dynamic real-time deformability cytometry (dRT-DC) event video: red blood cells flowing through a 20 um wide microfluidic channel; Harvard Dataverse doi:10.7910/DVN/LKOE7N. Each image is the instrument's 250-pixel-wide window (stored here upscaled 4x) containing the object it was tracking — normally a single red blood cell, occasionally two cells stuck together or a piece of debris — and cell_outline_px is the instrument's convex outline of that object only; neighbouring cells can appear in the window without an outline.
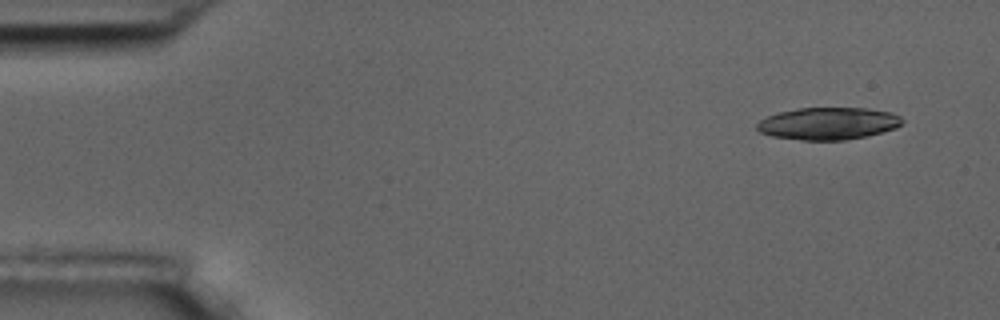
{"species": "common noctule bat (a hibernating species)", "species_latin": "Nyctalus noctula", "temperature_condition": "room temperature", "stored_images_in_passage": 4, "camera_frame_rate_fps": 3000, "um_per_image_px": 0.085, "animal": {"sex": "male", "body_mass_g": 17.5, "forearm_length_mm": 52.3}, "frame": {"image": 1, "passage_image": 1, "time_ms": 0.0, "image_size_px": [1000, 320], "cell_outline_px": [[904, 120], [896, 128], [868, 136], [844, 140], [800, 140], [772, 136], [760, 132], [756, 128], [756, 124], [760, 120], [768, 116], [780, 112], [796, 108], [868, 108], [892, 112], [900, 116]], "centroid_in_image_um": [70.41, 10.5], "position_along_channel_um": 14.6, "area_um2": 27.4}}
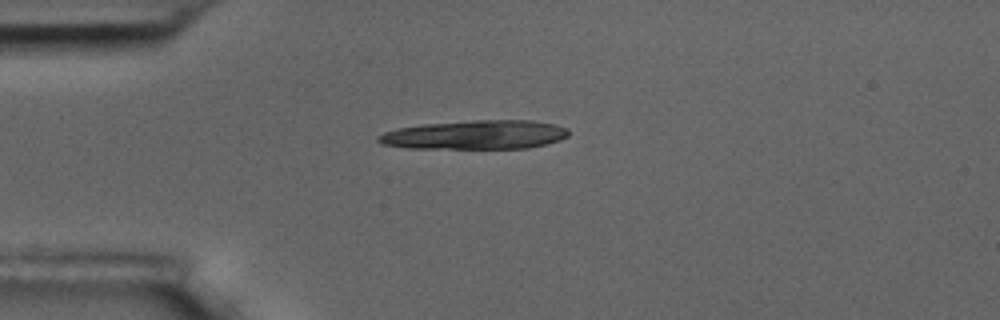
{"frame": {"image": 2, "passage_image": 4, "time_ms": 3.333, "image_size_px": [1000, 320], "cell_outline_px": [[568, 136], [560, 140], [528, 148], [408, 148], [380, 144], [376, 140], [376, 136], [384, 132], [396, 128], [424, 124], [472, 120], [532, 120], [556, 124], [568, 128]], "centroid_in_image_um": [40.37, 11.45], "position_along_channel_um": 44.6, "area_um2": 32.31}}